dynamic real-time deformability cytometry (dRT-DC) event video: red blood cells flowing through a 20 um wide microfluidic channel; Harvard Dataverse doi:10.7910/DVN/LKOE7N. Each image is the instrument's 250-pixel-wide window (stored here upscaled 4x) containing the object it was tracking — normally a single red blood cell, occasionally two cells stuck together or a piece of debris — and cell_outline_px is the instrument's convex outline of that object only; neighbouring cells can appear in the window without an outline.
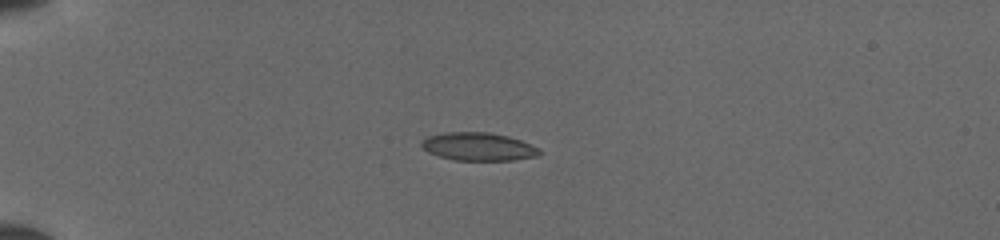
{"species": "common noctule bat (a hibernating species)", "species_latin": "Nyctalus noctula", "temperature_condition": "cold", "stored_images_in_passage": 37, "camera_frame_rate_fps": 3000, "um_per_image_px": 0.085, "animal": {"sex": "female", "body_mass_g": 19.5, "forearm_length_mm": 54.1}, "frame": {"image": 1, "passage_image": 1, "time_ms": 0.0, "image_size_px": [1000, 240], "cell_outline_px": [[544, 152], [536, 156], [512, 160], [456, 160], [440, 156], [428, 152], [420, 144], [428, 136], [444, 132], [488, 132], [508, 136], [520, 140], [540, 148]], "centroid_in_image_um": [40.69, 12.46], "position_along_channel_um": 44.3, "area_um2": 19.19}}
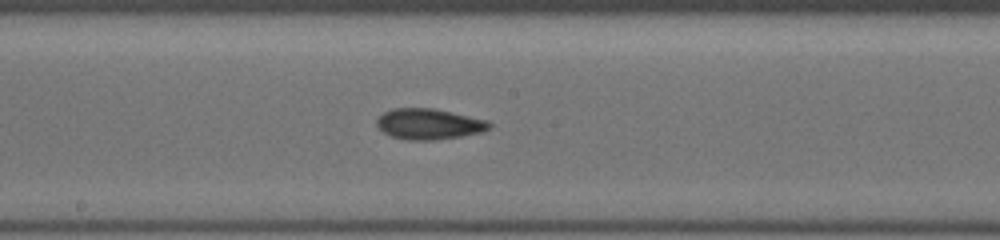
{"frame": {"image": 2, "passage_image": 16, "time_ms": 5.0, "image_size_px": [1000, 240], "cell_outline_px": [[492, 128], [484, 132], [460, 136], [432, 140], [408, 140], [392, 136], [384, 132], [376, 124], [376, 120], [384, 112], [392, 108], [432, 108], [488, 120], [492, 124]], "centroid_in_image_um": [36.49, 10.54], "position_along_channel_um": 211.7, "area_um2": 20.11}}
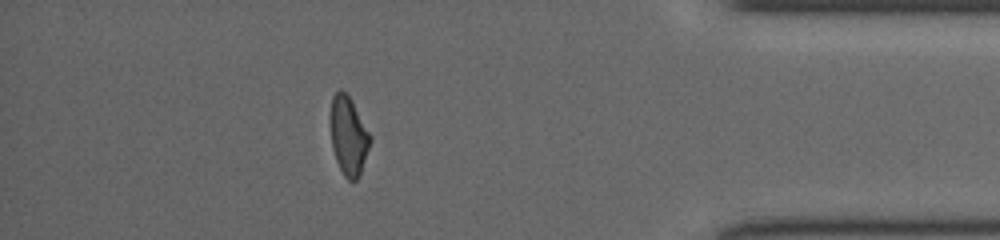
{"frame": {"image": 3, "passage_image": 32, "time_ms": 10.333, "image_size_px": [1000, 240], "cell_outline_px": [[372, 140], [360, 172], [356, 180], [348, 180], [344, 176], [336, 160], [332, 148], [328, 116], [332, 96], [340, 88], [348, 92], [372, 136]], "centroid_in_image_um": [29.59, 11.45], "position_along_channel_um": 405.6, "area_um2": 18.79}}